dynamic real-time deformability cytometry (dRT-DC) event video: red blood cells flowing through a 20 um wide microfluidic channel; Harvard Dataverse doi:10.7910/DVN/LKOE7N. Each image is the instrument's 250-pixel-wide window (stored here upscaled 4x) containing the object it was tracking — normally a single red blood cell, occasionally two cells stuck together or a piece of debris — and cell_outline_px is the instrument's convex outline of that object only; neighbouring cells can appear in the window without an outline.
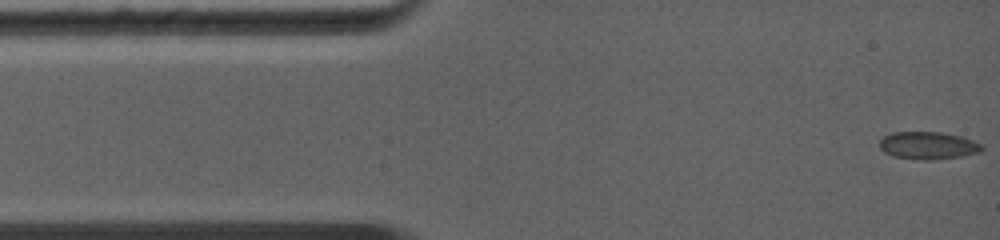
{"species": "common noctule bat (a hibernating species)", "species_latin": "Nyctalus noctula", "temperature_condition": "warm", "stored_images_in_passage": 10, "camera_frame_rate_fps": 5000, "um_per_image_px": 0.085, "animal": {"sex": "female", "body_mass_g": 19.0, "forearm_length_mm": 56.7}, "frame": {"image": 1, "passage_image": 1, "time_ms": 0.0, "image_size_px": [1000, 240], "cell_outline_px": [[984, 148], [980, 152], [964, 156], [932, 160], [920, 160], [892, 156], [884, 152], [880, 148], [880, 140], [884, 136], [892, 132], [940, 132], [960, 136], [972, 140], [980, 144]], "centroid_in_image_um": [78.88, 12.37], "position_along_channel_um": 6.1, "area_um2": 16.47}}